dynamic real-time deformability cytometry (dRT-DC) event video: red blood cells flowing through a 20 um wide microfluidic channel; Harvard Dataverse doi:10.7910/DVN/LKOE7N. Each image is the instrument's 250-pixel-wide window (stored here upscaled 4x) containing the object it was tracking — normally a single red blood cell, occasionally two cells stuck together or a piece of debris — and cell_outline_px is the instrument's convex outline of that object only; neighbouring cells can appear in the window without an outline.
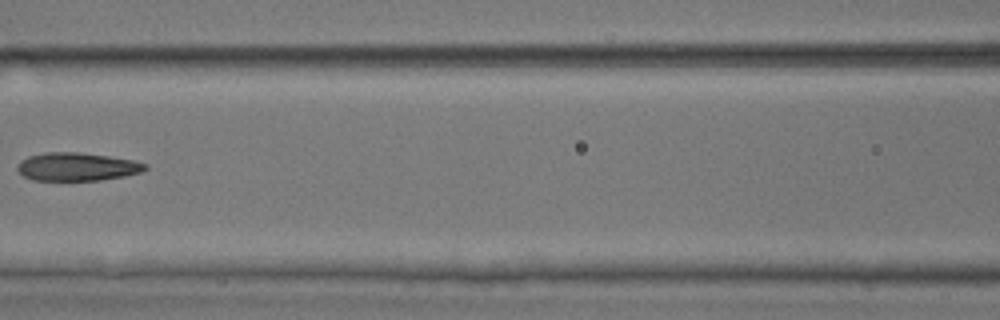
{"species": "common noctule bat (a hibernating species)", "species_latin": "Nyctalus noctula", "temperature_condition": "room temperature", "stored_images_in_passage": 8, "camera_frame_rate_fps": 3000, "um_per_image_px": 0.085, "animal": {"sex": "male", "body_mass_g": 17.9, "forearm_length_mm": 54.2}, "frame": {"image": 1, "passage_image": 8, "time_ms": 2.333, "image_size_px": [1000, 320], "cell_outline_px": [[148, 168], [140, 172], [124, 176], [100, 180], [32, 180], [24, 176], [16, 168], [16, 164], [20, 160], [28, 156], [44, 152], [80, 152], [108, 156], [132, 160], [148, 164]], "centroid_in_image_um": [6.51, 14.16], "position_along_channel_um": 160.1, "area_um2": 21.04}}